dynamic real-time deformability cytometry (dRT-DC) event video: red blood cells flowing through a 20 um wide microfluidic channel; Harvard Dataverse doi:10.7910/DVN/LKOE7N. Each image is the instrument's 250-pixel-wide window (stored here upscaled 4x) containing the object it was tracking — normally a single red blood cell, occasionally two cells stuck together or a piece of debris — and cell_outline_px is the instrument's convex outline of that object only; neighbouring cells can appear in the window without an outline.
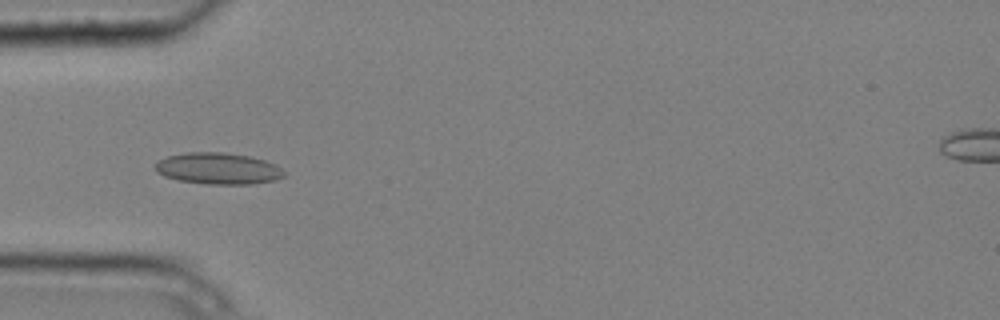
{"species": "common noctule bat (a hibernating species)", "species_latin": "Nyctalus noctula", "temperature_condition": "cold", "stored_images_in_passage": 5, "camera_frame_rate_fps": 3000, "um_per_image_px": 0.085, "animal": {"sex": "male", "body_mass_g": 20.4}, "frame": {"image": 1, "passage_image": 5, "time_ms": 1.333, "image_size_px": [1000, 320], "cell_outline_px": [[288, 172], [284, 176], [276, 180], [252, 184], [204, 184], [176, 180], [164, 176], [156, 172], [156, 164], [160, 160], [168, 156], [188, 152], [224, 152], [252, 156], [276, 164]], "centroid_in_image_um": [18.6, 14.33], "position_along_channel_um": 66.4, "area_um2": 23.93}}